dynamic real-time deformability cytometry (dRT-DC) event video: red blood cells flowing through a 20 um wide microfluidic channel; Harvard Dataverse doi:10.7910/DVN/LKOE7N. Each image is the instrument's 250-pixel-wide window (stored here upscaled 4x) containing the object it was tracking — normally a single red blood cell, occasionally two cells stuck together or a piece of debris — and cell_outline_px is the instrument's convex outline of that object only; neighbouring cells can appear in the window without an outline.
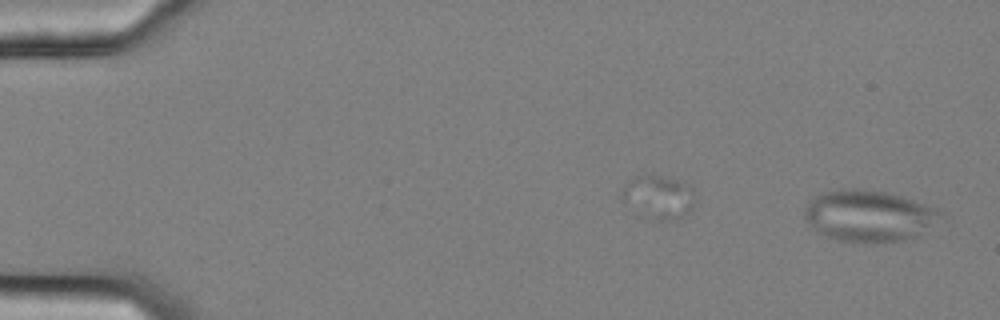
{"species": "common noctule bat (a hibernating species)", "species_latin": "Nyctalus noctula", "temperature_condition": "cold", "stored_images_in_passage": 3, "camera_frame_rate_fps": 3000, "um_per_image_px": 0.085, "animal": {"sex": "female", "body_mass_g": 25.1}, "frame": {"image": 1, "passage_image": 3, "time_ms": 0.667, "image_size_px": [1000, 320], "cell_outline_px": [[948, 212], [944, 216], [920, 236], [904, 240], [872, 244], [836, 240], [816, 232], [812, 228], [804, 216], [804, 208], [816, 196], [824, 192], [852, 188], [856, 188], [884, 192], [900, 196], [940, 208]], "centroid_in_image_um": [73.93, 18.38], "position_along_channel_um": 11.1, "area_um2": 41.38}}